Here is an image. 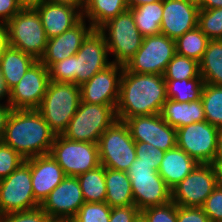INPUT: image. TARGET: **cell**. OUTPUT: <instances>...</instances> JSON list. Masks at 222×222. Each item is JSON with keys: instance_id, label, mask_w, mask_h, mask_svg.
Segmentation results:
<instances>
[{"instance_id": "1", "label": "cell", "mask_w": 222, "mask_h": 222, "mask_svg": "<svg viewBox=\"0 0 222 222\" xmlns=\"http://www.w3.org/2000/svg\"><path fill=\"white\" fill-rule=\"evenodd\" d=\"M166 100L163 75L138 74L124 67L116 107L117 120L124 122L136 116L160 114Z\"/></svg>"}, {"instance_id": "2", "label": "cell", "mask_w": 222, "mask_h": 222, "mask_svg": "<svg viewBox=\"0 0 222 222\" xmlns=\"http://www.w3.org/2000/svg\"><path fill=\"white\" fill-rule=\"evenodd\" d=\"M55 137L37 110H12L1 141L28 159L49 154Z\"/></svg>"}, {"instance_id": "3", "label": "cell", "mask_w": 222, "mask_h": 222, "mask_svg": "<svg viewBox=\"0 0 222 222\" xmlns=\"http://www.w3.org/2000/svg\"><path fill=\"white\" fill-rule=\"evenodd\" d=\"M81 102L80 86L75 83L50 81L37 111L55 135H61Z\"/></svg>"}, {"instance_id": "4", "label": "cell", "mask_w": 222, "mask_h": 222, "mask_svg": "<svg viewBox=\"0 0 222 222\" xmlns=\"http://www.w3.org/2000/svg\"><path fill=\"white\" fill-rule=\"evenodd\" d=\"M7 45L40 60L47 47V37L36 10L21 9L6 24Z\"/></svg>"}, {"instance_id": "5", "label": "cell", "mask_w": 222, "mask_h": 222, "mask_svg": "<svg viewBox=\"0 0 222 222\" xmlns=\"http://www.w3.org/2000/svg\"><path fill=\"white\" fill-rule=\"evenodd\" d=\"M116 120V110L112 106L81 101L61 136L72 141L98 144L100 136Z\"/></svg>"}, {"instance_id": "6", "label": "cell", "mask_w": 222, "mask_h": 222, "mask_svg": "<svg viewBox=\"0 0 222 222\" xmlns=\"http://www.w3.org/2000/svg\"><path fill=\"white\" fill-rule=\"evenodd\" d=\"M98 30L105 37L109 54L115 57L111 62L122 66L136 54L144 38L129 9L104 23Z\"/></svg>"}, {"instance_id": "7", "label": "cell", "mask_w": 222, "mask_h": 222, "mask_svg": "<svg viewBox=\"0 0 222 222\" xmlns=\"http://www.w3.org/2000/svg\"><path fill=\"white\" fill-rule=\"evenodd\" d=\"M100 164L105 168L127 172L136 159L135 141L125 122L116 120L98 142Z\"/></svg>"}, {"instance_id": "8", "label": "cell", "mask_w": 222, "mask_h": 222, "mask_svg": "<svg viewBox=\"0 0 222 222\" xmlns=\"http://www.w3.org/2000/svg\"><path fill=\"white\" fill-rule=\"evenodd\" d=\"M127 174L131 181L134 205L141 211L171 201V189L151 165L133 161Z\"/></svg>"}, {"instance_id": "9", "label": "cell", "mask_w": 222, "mask_h": 222, "mask_svg": "<svg viewBox=\"0 0 222 222\" xmlns=\"http://www.w3.org/2000/svg\"><path fill=\"white\" fill-rule=\"evenodd\" d=\"M66 176H78L100 166L97 143L72 141L56 135L49 153Z\"/></svg>"}, {"instance_id": "10", "label": "cell", "mask_w": 222, "mask_h": 222, "mask_svg": "<svg viewBox=\"0 0 222 222\" xmlns=\"http://www.w3.org/2000/svg\"><path fill=\"white\" fill-rule=\"evenodd\" d=\"M176 54V41L160 33L145 36L141 47L124 66L129 72L164 75Z\"/></svg>"}, {"instance_id": "11", "label": "cell", "mask_w": 222, "mask_h": 222, "mask_svg": "<svg viewBox=\"0 0 222 222\" xmlns=\"http://www.w3.org/2000/svg\"><path fill=\"white\" fill-rule=\"evenodd\" d=\"M40 207L32 188L30 158L6 178L0 180V215Z\"/></svg>"}, {"instance_id": "12", "label": "cell", "mask_w": 222, "mask_h": 222, "mask_svg": "<svg viewBox=\"0 0 222 222\" xmlns=\"http://www.w3.org/2000/svg\"><path fill=\"white\" fill-rule=\"evenodd\" d=\"M218 128L206 120L176 129V146L199 164H211L217 150Z\"/></svg>"}, {"instance_id": "13", "label": "cell", "mask_w": 222, "mask_h": 222, "mask_svg": "<svg viewBox=\"0 0 222 222\" xmlns=\"http://www.w3.org/2000/svg\"><path fill=\"white\" fill-rule=\"evenodd\" d=\"M50 83L49 70L37 60L10 91L8 103L12 110H37Z\"/></svg>"}, {"instance_id": "14", "label": "cell", "mask_w": 222, "mask_h": 222, "mask_svg": "<svg viewBox=\"0 0 222 222\" xmlns=\"http://www.w3.org/2000/svg\"><path fill=\"white\" fill-rule=\"evenodd\" d=\"M216 187V176L212 165L198 164L171 190V201L177 206L202 207Z\"/></svg>"}, {"instance_id": "15", "label": "cell", "mask_w": 222, "mask_h": 222, "mask_svg": "<svg viewBox=\"0 0 222 222\" xmlns=\"http://www.w3.org/2000/svg\"><path fill=\"white\" fill-rule=\"evenodd\" d=\"M108 55L105 37L98 29H93L75 54V84L81 86L111 65Z\"/></svg>"}, {"instance_id": "16", "label": "cell", "mask_w": 222, "mask_h": 222, "mask_svg": "<svg viewBox=\"0 0 222 222\" xmlns=\"http://www.w3.org/2000/svg\"><path fill=\"white\" fill-rule=\"evenodd\" d=\"M124 122L135 142L150 143L164 152L176 147V128L167 124L160 114L136 116Z\"/></svg>"}, {"instance_id": "17", "label": "cell", "mask_w": 222, "mask_h": 222, "mask_svg": "<svg viewBox=\"0 0 222 222\" xmlns=\"http://www.w3.org/2000/svg\"><path fill=\"white\" fill-rule=\"evenodd\" d=\"M85 203L77 176H66L40 204L50 220L73 219Z\"/></svg>"}, {"instance_id": "18", "label": "cell", "mask_w": 222, "mask_h": 222, "mask_svg": "<svg viewBox=\"0 0 222 222\" xmlns=\"http://www.w3.org/2000/svg\"><path fill=\"white\" fill-rule=\"evenodd\" d=\"M124 66L112 63L80 86L81 101L110 105L115 110L119 100L120 79Z\"/></svg>"}, {"instance_id": "19", "label": "cell", "mask_w": 222, "mask_h": 222, "mask_svg": "<svg viewBox=\"0 0 222 222\" xmlns=\"http://www.w3.org/2000/svg\"><path fill=\"white\" fill-rule=\"evenodd\" d=\"M199 7L187 0H163L161 33L177 40L197 27Z\"/></svg>"}, {"instance_id": "20", "label": "cell", "mask_w": 222, "mask_h": 222, "mask_svg": "<svg viewBox=\"0 0 222 222\" xmlns=\"http://www.w3.org/2000/svg\"><path fill=\"white\" fill-rule=\"evenodd\" d=\"M94 28L82 18L75 26L61 35L48 39L46 51L40 61L49 68L52 64L74 56L82 42Z\"/></svg>"}, {"instance_id": "21", "label": "cell", "mask_w": 222, "mask_h": 222, "mask_svg": "<svg viewBox=\"0 0 222 222\" xmlns=\"http://www.w3.org/2000/svg\"><path fill=\"white\" fill-rule=\"evenodd\" d=\"M30 171L33 195L39 204L66 177L62 168L50 154L31 157Z\"/></svg>"}, {"instance_id": "22", "label": "cell", "mask_w": 222, "mask_h": 222, "mask_svg": "<svg viewBox=\"0 0 222 222\" xmlns=\"http://www.w3.org/2000/svg\"><path fill=\"white\" fill-rule=\"evenodd\" d=\"M35 10L41 19L47 39L61 35L83 18L79 9L48 1Z\"/></svg>"}, {"instance_id": "23", "label": "cell", "mask_w": 222, "mask_h": 222, "mask_svg": "<svg viewBox=\"0 0 222 222\" xmlns=\"http://www.w3.org/2000/svg\"><path fill=\"white\" fill-rule=\"evenodd\" d=\"M199 163L177 146L164 152L158 174L172 190Z\"/></svg>"}, {"instance_id": "24", "label": "cell", "mask_w": 222, "mask_h": 222, "mask_svg": "<svg viewBox=\"0 0 222 222\" xmlns=\"http://www.w3.org/2000/svg\"><path fill=\"white\" fill-rule=\"evenodd\" d=\"M160 115L167 124L176 129L206 120L201 99L192 102L167 99Z\"/></svg>"}, {"instance_id": "25", "label": "cell", "mask_w": 222, "mask_h": 222, "mask_svg": "<svg viewBox=\"0 0 222 222\" xmlns=\"http://www.w3.org/2000/svg\"><path fill=\"white\" fill-rule=\"evenodd\" d=\"M36 61L33 56L9 45L3 49L0 61V72L8 92L19 83L26 71Z\"/></svg>"}, {"instance_id": "26", "label": "cell", "mask_w": 222, "mask_h": 222, "mask_svg": "<svg viewBox=\"0 0 222 222\" xmlns=\"http://www.w3.org/2000/svg\"><path fill=\"white\" fill-rule=\"evenodd\" d=\"M105 185V203L108 206L113 208L134 205L131 181L127 172L105 168Z\"/></svg>"}, {"instance_id": "27", "label": "cell", "mask_w": 222, "mask_h": 222, "mask_svg": "<svg viewBox=\"0 0 222 222\" xmlns=\"http://www.w3.org/2000/svg\"><path fill=\"white\" fill-rule=\"evenodd\" d=\"M128 9L126 0H85L82 15L94 29H99L104 23Z\"/></svg>"}, {"instance_id": "28", "label": "cell", "mask_w": 222, "mask_h": 222, "mask_svg": "<svg viewBox=\"0 0 222 222\" xmlns=\"http://www.w3.org/2000/svg\"><path fill=\"white\" fill-rule=\"evenodd\" d=\"M199 70L204 83L222 86V40L208 42Z\"/></svg>"}, {"instance_id": "29", "label": "cell", "mask_w": 222, "mask_h": 222, "mask_svg": "<svg viewBox=\"0 0 222 222\" xmlns=\"http://www.w3.org/2000/svg\"><path fill=\"white\" fill-rule=\"evenodd\" d=\"M139 32L145 36L161 33L163 1L148 3L129 9Z\"/></svg>"}, {"instance_id": "30", "label": "cell", "mask_w": 222, "mask_h": 222, "mask_svg": "<svg viewBox=\"0 0 222 222\" xmlns=\"http://www.w3.org/2000/svg\"><path fill=\"white\" fill-rule=\"evenodd\" d=\"M77 179L85 202H105L107 189L105 185V167L103 165L78 175Z\"/></svg>"}, {"instance_id": "31", "label": "cell", "mask_w": 222, "mask_h": 222, "mask_svg": "<svg viewBox=\"0 0 222 222\" xmlns=\"http://www.w3.org/2000/svg\"><path fill=\"white\" fill-rule=\"evenodd\" d=\"M167 99L177 102H192L201 99L204 81L202 78L165 80Z\"/></svg>"}, {"instance_id": "32", "label": "cell", "mask_w": 222, "mask_h": 222, "mask_svg": "<svg viewBox=\"0 0 222 222\" xmlns=\"http://www.w3.org/2000/svg\"><path fill=\"white\" fill-rule=\"evenodd\" d=\"M175 41L177 54L200 62L210 39L197 26Z\"/></svg>"}, {"instance_id": "33", "label": "cell", "mask_w": 222, "mask_h": 222, "mask_svg": "<svg viewBox=\"0 0 222 222\" xmlns=\"http://www.w3.org/2000/svg\"><path fill=\"white\" fill-rule=\"evenodd\" d=\"M201 101L206 121L219 128L222 126V86L204 84Z\"/></svg>"}, {"instance_id": "34", "label": "cell", "mask_w": 222, "mask_h": 222, "mask_svg": "<svg viewBox=\"0 0 222 222\" xmlns=\"http://www.w3.org/2000/svg\"><path fill=\"white\" fill-rule=\"evenodd\" d=\"M163 76L165 80L202 78L199 70V62L177 53L168 63Z\"/></svg>"}, {"instance_id": "35", "label": "cell", "mask_w": 222, "mask_h": 222, "mask_svg": "<svg viewBox=\"0 0 222 222\" xmlns=\"http://www.w3.org/2000/svg\"><path fill=\"white\" fill-rule=\"evenodd\" d=\"M197 26L210 40H222V7L199 9Z\"/></svg>"}, {"instance_id": "36", "label": "cell", "mask_w": 222, "mask_h": 222, "mask_svg": "<svg viewBox=\"0 0 222 222\" xmlns=\"http://www.w3.org/2000/svg\"><path fill=\"white\" fill-rule=\"evenodd\" d=\"M111 207L105 202H85L73 218L76 222H109Z\"/></svg>"}, {"instance_id": "37", "label": "cell", "mask_w": 222, "mask_h": 222, "mask_svg": "<svg viewBox=\"0 0 222 222\" xmlns=\"http://www.w3.org/2000/svg\"><path fill=\"white\" fill-rule=\"evenodd\" d=\"M145 222H177V205L170 201L161 206H150L141 210Z\"/></svg>"}, {"instance_id": "38", "label": "cell", "mask_w": 222, "mask_h": 222, "mask_svg": "<svg viewBox=\"0 0 222 222\" xmlns=\"http://www.w3.org/2000/svg\"><path fill=\"white\" fill-rule=\"evenodd\" d=\"M25 161L18 152L0 141V180L14 172Z\"/></svg>"}, {"instance_id": "39", "label": "cell", "mask_w": 222, "mask_h": 222, "mask_svg": "<svg viewBox=\"0 0 222 222\" xmlns=\"http://www.w3.org/2000/svg\"><path fill=\"white\" fill-rule=\"evenodd\" d=\"M48 70L50 81L75 83V55L52 64Z\"/></svg>"}, {"instance_id": "40", "label": "cell", "mask_w": 222, "mask_h": 222, "mask_svg": "<svg viewBox=\"0 0 222 222\" xmlns=\"http://www.w3.org/2000/svg\"><path fill=\"white\" fill-rule=\"evenodd\" d=\"M137 163L151 165L154 170L159 169L164 151L154 147L150 143L135 142Z\"/></svg>"}, {"instance_id": "41", "label": "cell", "mask_w": 222, "mask_h": 222, "mask_svg": "<svg viewBox=\"0 0 222 222\" xmlns=\"http://www.w3.org/2000/svg\"><path fill=\"white\" fill-rule=\"evenodd\" d=\"M46 212L37 207L28 211H16L0 215V222H49Z\"/></svg>"}, {"instance_id": "42", "label": "cell", "mask_w": 222, "mask_h": 222, "mask_svg": "<svg viewBox=\"0 0 222 222\" xmlns=\"http://www.w3.org/2000/svg\"><path fill=\"white\" fill-rule=\"evenodd\" d=\"M201 208L211 222H222V187L217 186Z\"/></svg>"}, {"instance_id": "43", "label": "cell", "mask_w": 222, "mask_h": 222, "mask_svg": "<svg viewBox=\"0 0 222 222\" xmlns=\"http://www.w3.org/2000/svg\"><path fill=\"white\" fill-rule=\"evenodd\" d=\"M141 211L135 205L111 208L109 222H136Z\"/></svg>"}, {"instance_id": "44", "label": "cell", "mask_w": 222, "mask_h": 222, "mask_svg": "<svg viewBox=\"0 0 222 222\" xmlns=\"http://www.w3.org/2000/svg\"><path fill=\"white\" fill-rule=\"evenodd\" d=\"M177 222H211L201 207L177 206Z\"/></svg>"}, {"instance_id": "45", "label": "cell", "mask_w": 222, "mask_h": 222, "mask_svg": "<svg viewBox=\"0 0 222 222\" xmlns=\"http://www.w3.org/2000/svg\"><path fill=\"white\" fill-rule=\"evenodd\" d=\"M20 10L18 0H0V22L5 25Z\"/></svg>"}, {"instance_id": "46", "label": "cell", "mask_w": 222, "mask_h": 222, "mask_svg": "<svg viewBox=\"0 0 222 222\" xmlns=\"http://www.w3.org/2000/svg\"><path fill=\"white\" fill-rule=\"evenodd\" d=\"M3 103L4 102L1 103L0 101V141L2 140V137L4 134L7 118L10 112L12 111L11 106L8 103V101H6L5 104Z\"/></svg>"}, {"instance_id": "47", "label": "cell", "mask_w": 222, "mask_h": 222, "mask_svg": "<svg viewBox=\"0 0 222 222\" xmlns=\"http://www.w3.org/2000/svg\"><path fill=\"white\" fill-rule=\"evenodd\" d=\"M48 0H18L21 9L35 10Z\"/></svg>"}, {"instance_id": "48", "label": "cell", "mask_w": 222, "mask_h": 222, "mask_svg": "<svg viewBox=\"0 0 222 222\" xmlns=\"http://www.w3.org/2000/svg\"><path fill=\"white\" fill-rule=\"evenodd\" d=\"M48 2L68 5L76 9H79L81 12H83L85 6V0H48Z\"/></svg>"}, {"instance_id": "49", "label": "cell", "mask_w": 222, "mask_h": 222, "mask_svg": "<svg viewBox=\"0 0 222 222\" xmlns=\"http://www.w3.org/2000/svg\"><path fill=\"white\" fill-rule=\"evenodd\" d=\"M211 165L215 172L217 186L222 187V159H215Z\"/></svg>"}, {"instance_id": "50", "label": "cell", "mask_w": 222, "mask_h": 222, "mask_svg": "<svg viewBox=\"0 0 222 222\" xmlns=\"http://www.w3.org/2000/svg\"><path fill=\"white\" fill-rule=\"evenodd\" d=\"M222 0H202V4L199 9H213L221 8Z\"/></svg>"}, {"instance_id": "51", "label": "cell", "mask_w": 222, "mask_h": 222, "mask_svg": "<svg viewBox=\"0 0 222 222\" xmlns=\"http://www.w3.org/2000/svg\"><path fill=\"white\" fill-rule=\"evenodd\" d=\"M7 46V33L5 31V25L0 22V61L3 49Z\"/></svg>"}, {"instance_id": "52", "label": "cell", "mask_w": 222, "mask_h": 222, "mask_svg": "<svg viewBox=\"0 0 222 222\" xmlns=\"http://www.w3.org/2000/svg\"><path fill=\"white\" fill-rule=\"evenodd\" d=\"M128 4V8H134L140 5L148 4V3H155L158 1H163V0H126Z\"/></svg>"}, {"instance_id": "53", "label": "cell", "mask_w": 222, "mask_h": 222, "mask_svg": "<svg viewBox=\"0 0 222 222\" xmlns=\"http://www.w3.org/2000/svg\"><path fill=\"white\" fill-rule=\"evenodd\" d=\"M215 159H222V126L218 128L217 150Z\"/></svg>"}, {"instance_id": "54", "label": "cell", "mask_w": 222, "mask_h": 222, "mask_svg": "<svg viewBox=\"0 0 222 222\" xmlns=\"http://www.w3.org/2000/svg\"><path fill=\"white\" fill-rule=\"evenodd\" d=\"M8 97H9V92L5 87L3 77H2V74L0 72V101L4 100L5 98H6L5 101H8Z\"/></svg>"}, {"instance_id": "55", "label": "cell", "mask_w": 222, "mask_h": 222, "mask_svg": "<svg viewBox=\"0 0 222 222\" xmlns=\"http://www.w3.org/2000/svg\"><path fill=\"white\" fill-rule=\"evenodd\" d=\"M188 2L200 7L202 4V0H187Z\"/></svg>"}, {"instance_id": "56", "label": "cell", "mask_w": 222, "mask_h": 222, "mask_svg": "<svg viewBox=\"0 0 222 222\" xmlns=\"http://www.w3.org/2000/svg\"><path fill=\"white\" fill-rule=\"evenodd\" d=\"M58 222H76L73 219H64V220H59Z\"/></svg>"}, {"instance_id": "57", "label": "cell", "mask_w": 222, "mask_h": 222, "mask_svg": "<svg viewBox=\"0 0 222 222\" xmlns=\"http://www.w3.org/2000/svg\"><path fill=\"white\" fill-rule=\"evenodd\" d=\"M136 222H145V221H144L143 218L140 216V217L136 220Z\"/></svg>"}]
</instances>
